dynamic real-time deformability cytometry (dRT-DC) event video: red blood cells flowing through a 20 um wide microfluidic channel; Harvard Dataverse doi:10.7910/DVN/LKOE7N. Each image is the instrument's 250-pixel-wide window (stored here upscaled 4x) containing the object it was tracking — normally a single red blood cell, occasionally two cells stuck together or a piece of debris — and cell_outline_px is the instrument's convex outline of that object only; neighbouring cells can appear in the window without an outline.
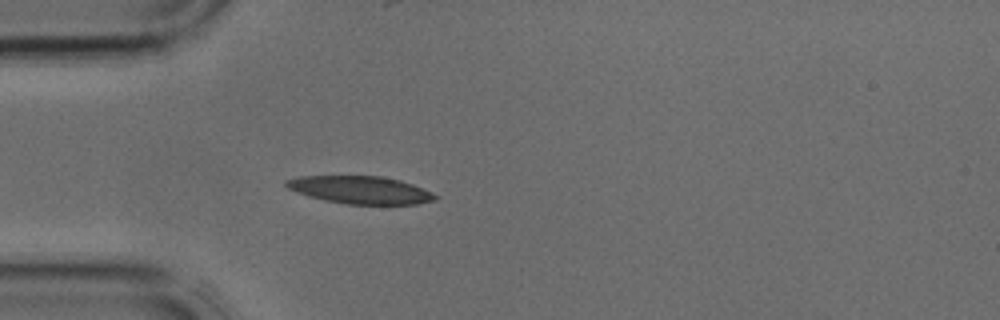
{"species": "common noctule bat (a hibernating species)", "species_latin": "Nyctalus noctula", "temperature_condition": "cold", "stored_images_in_passage": 2, "camera_frame_rate_fps": 3000, "um_per_image_px": 0.085, "animal": {"sex": "male", "body_mass_g": 17.9, "forearm_length_mm": 54.2}, "frame": {"image": 1, "passage_image": 2, "time_ms": 0.333, "image_size_px": [1000, 320], "cell_outline_px": [[440, 196], [436, 200], [416, 204], [344, 204], [324, 200], [308, 196], [296, 192], [288, 188], [284, 184], [284, 180], [300, 176], [380, 176], [400, 180], [412, 184], [432, 192]], "centroid_in_image_um": [30.63, 16.14], "position_along_channel_um": 54.4, "area_um2": 24.1}}